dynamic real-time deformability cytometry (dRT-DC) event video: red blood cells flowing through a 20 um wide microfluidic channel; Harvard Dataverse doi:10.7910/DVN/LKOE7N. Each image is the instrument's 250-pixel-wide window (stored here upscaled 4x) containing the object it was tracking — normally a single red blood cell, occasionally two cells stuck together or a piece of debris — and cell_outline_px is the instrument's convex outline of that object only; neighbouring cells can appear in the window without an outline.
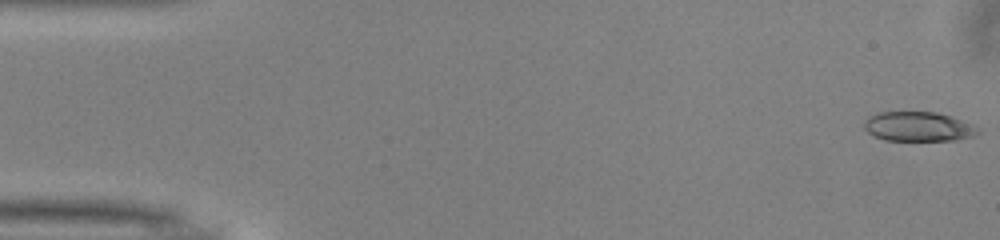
{"species": "common noctule bat (a hibernating species)", "species_latin": "Nyctalus noctula", "temperature_condition": "warm", "stored_images_in_passage": 51, "camera_frame_rate_fps": 3000, "um_per_image_px": 0.085, "animal": {"sex": "male", "body_mass_g": 13.0, "forearm_length_mm": 53.1}, "frame": {"image": 1, "passage_image": 1, "time_ms": 0.0, "image_size_px": [1000, 240], "cell_outline_px": [[980, 132], [972, 136], [956, 140], [884, 140], [872, 136], [864, 128], [864, 120], [868, 116], [876, 112], [936, 112], [952, 116], [976, 128]], "centroid_in_image_um": [77.97, 10.75], "position_along_channel_um": 7.0, "area_um2": 19.48}}
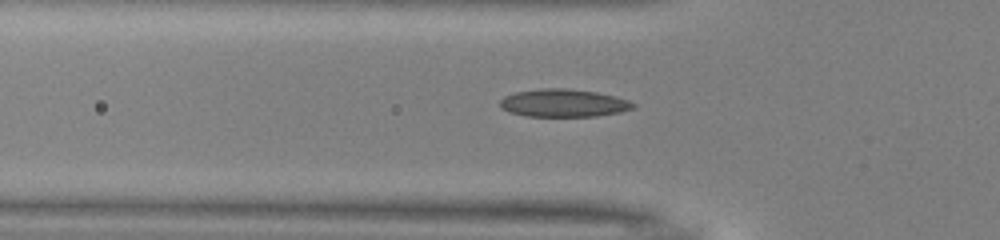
{"frame": {"image": 2, "passage_image": 17, "time_ms": 5.333, "image_size_px": [1000, 240], "cell_outline_px": [[636, 108], [620, 112], [596, 116], [528, 116], [508, 112], [500, 108], [500, 100], [504, 96], [516, 92], [540, 88], [568, 88], [596, 92], [616, 96], [628, 100], [636, 104]], "centroid_in_image_um": [47.91, 8.75], "position_along_channel_um": 77.9, "area_um2": 21.73}}
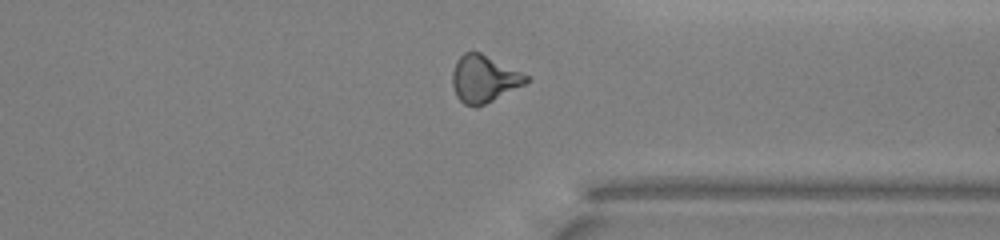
{"frame": {"image": 3, "passage_image": 39, "time_ms": 12.667, "image_size_px": [1000, 240], "cell_outline_px": [[532, 80], [476, 108], [464, 104], [456, 96], [452, 84], [452, 72], [456, 60], [464, 52], [480, 52], [528, 76]], "centroid_in_image_um": [41.1, 6.71], "position_along_channel_um": 370.3, "area_um2": 20.0}, "authors_computed_cell_mechanics": {"area_um2": 20.23, "velocity_mm_per_s": 4.0149, "shape_relaxation_time_tau1_ms": null, "shape_relaxation_time_tau2_ms": 1.9582, "deformation_change_tau1": null, "deformation_change_tau2": 0.0921}}